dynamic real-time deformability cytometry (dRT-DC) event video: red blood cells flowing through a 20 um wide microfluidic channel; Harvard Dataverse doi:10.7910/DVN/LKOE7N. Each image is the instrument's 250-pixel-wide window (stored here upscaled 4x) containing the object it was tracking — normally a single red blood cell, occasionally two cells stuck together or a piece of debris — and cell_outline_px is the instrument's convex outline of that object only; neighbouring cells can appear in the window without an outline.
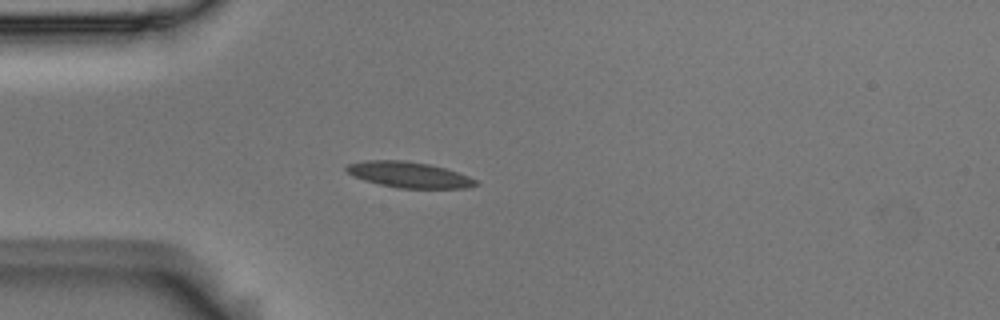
{"species": "Egyptian fruit bat (a non-hibernating species)", "species_latin": "Rousettus aegyptiacus", "temperature_condition": "room temperature", "stored_images_in_passage": 40, "camera_frame_rate_fps": 3000, "um_per_image_px": 0.085, "animal": {"sex": "male"}, "frame": {"image": 1, "passage_image": 1, "time_ms": 0.0, "image_size_px": [1000, 320], "cell_outline_px": [[480, 184], [468, 188], [396, 188], [364, 180], [352, 176], [344, 168], [348, 164], [364, 160], [408, 160], [428, 164], [444, 168], [468, 176], [476, 180]], "centroid_in_image_um": [34.74, 14.85], "position_along_channel_um": 50.3, "area_um2": 19.48}}
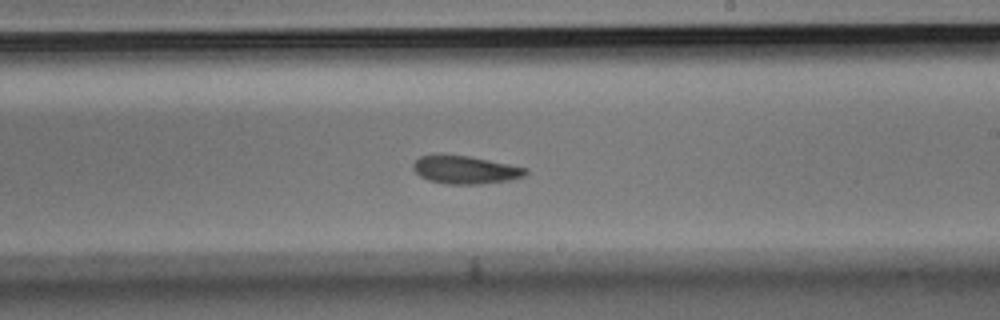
{"frame": {"image": 2, "passage_image": 18, "time_ms": 5.667, "image_size_px": [1000, 320], "cell_outline_px": [[528, 172], [524, 176], [512, 180], [480, 184], [448, 184], [428, 180], [420, 176], [412, 168], [412, 164], [420, 156], [468, 156], [528, 168]], "centroid_in_image_um": [39.58, 14.46], "position_along_channel_um": 249.4, "area_um2": 18.03}}
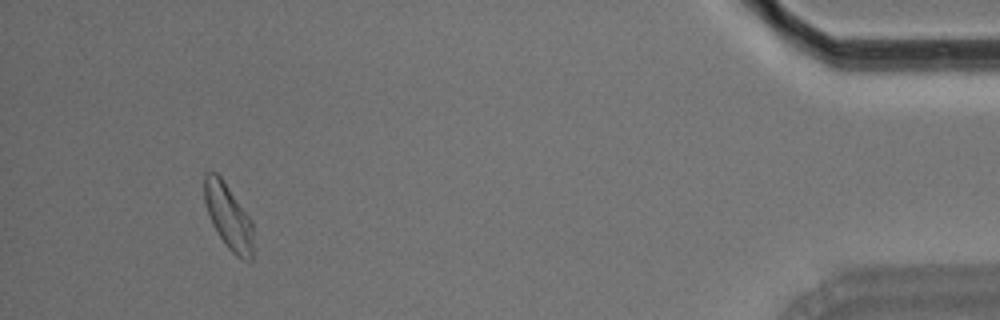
{"frame": {"image": 3, "passage_image": 37, "time_ms": 12.0, "image_size_px": [1000, 320], "cell_outline_px": [[252, 260], [244, 260], [236, 256], [228, 248], [212, 224], [204, 200], [204, 172], [216, 172], [220, 176], [252, 220]], "centroid_in_image_um": [19.4, 18.39], "position_along_channel_um": 415.8, "area_um2": 18.32}, "authors_computed_cell_mechanics": {"area_um2": 18.6116, "velocity_mm_per_s": 3.6939, "shape_relaxation_time_tau1_ms": 5.4468, "shape_relaxation_time_tau2_ms": 6.0638, "deformation_change_tau1": 0.1178, "deformation_change_tau2": 0.1324}}